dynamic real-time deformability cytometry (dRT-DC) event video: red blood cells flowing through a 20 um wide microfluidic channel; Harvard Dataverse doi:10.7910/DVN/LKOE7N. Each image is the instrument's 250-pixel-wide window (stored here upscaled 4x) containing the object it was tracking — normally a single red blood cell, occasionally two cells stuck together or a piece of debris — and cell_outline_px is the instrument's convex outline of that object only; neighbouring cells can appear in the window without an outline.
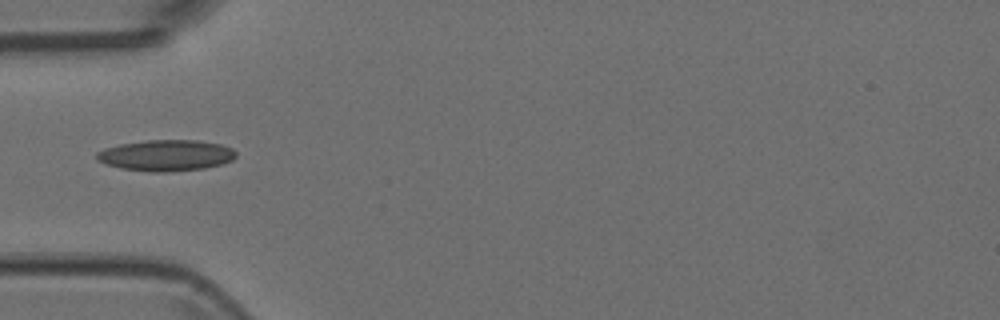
{"species": "Egyptian fruit bat (a non-hibernating species)", "species_latin": "Rousettus aegyptiacus", "temperature_condition": "room temperature", "stored_images_in_passage": 5, "camera_frame_rate_fps": 3000, "um_per_image_px": 0.085, "animal": {"sex": "female"}, "frame": {"image": 1, "passage_image": 4, "time_ms": 1.0, "image_size_px": [1000, 320], "cell_outline_px": [[236, 156], [232, 160], [220, 164], [204, 168], [164, 172], [148, 172], [120, 168], [96, 160], [96, 152], [104, 148], [120, 144], [148, 140], [196, 140], [220, 144], [232, 148], [236, 152]], "centroid_in_image_um": [14.09, 13.2], "position_along_channel_um": 70.9, "area_um2": 25.2}}
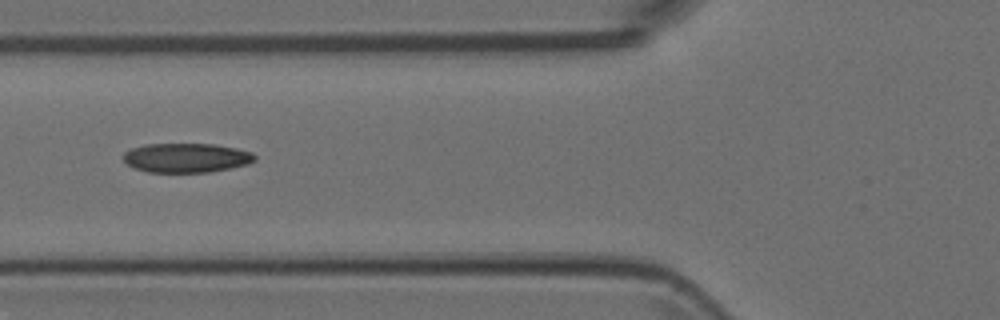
{"frame": {"image": 2, "passage_image": 5, "time_ms": 1.333, "image_size_px": [1000, 320], "cell_outline_px": [[256, 160], [248, 164], [208, 172], [148, 172], [136, 168], [128, 164], [124, 160], [124, 152], [132, 148], [144, 144], [216, 144], [236, 148], [252, 152], [256, 156]], "centroid_in_image_um": [15.86, 13.4], "position_along_channel_um": 109.9, "area_um2": 22.37}}